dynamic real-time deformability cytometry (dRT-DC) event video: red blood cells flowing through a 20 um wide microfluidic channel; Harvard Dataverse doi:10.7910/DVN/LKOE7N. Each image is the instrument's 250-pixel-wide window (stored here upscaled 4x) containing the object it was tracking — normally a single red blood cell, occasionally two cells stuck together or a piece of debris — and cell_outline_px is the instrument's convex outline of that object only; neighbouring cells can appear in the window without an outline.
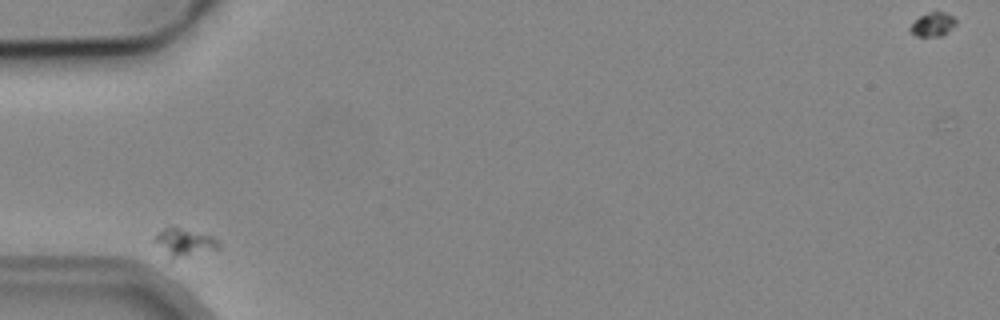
{"species": "common noctule bat (a hibernating species)", "species_latin": "Nyctalus noctula", "temperature_condition": "cold", "stored_images_in_passage": 2, "camera_frame_rate_fps": 3000, "um_per_image_px": 0.085, "animal": {"sex": "male", "body_mass_g": 19.2, "forearm_length_mm": 51.8}, "frame": {"image": 1, "passage_image": 1, "time_ms": 0.0, "image_size_px": [1000, 320], "cell_outline_px": [[220, 248], [168, 264], [164, 264], [152, 240], [164, 228], [176, 228], [212, 236], [220, 244]], "centroid_in_image_um": [15.52, 20.78], "position_along_channel_um": 69.5, "area_um2": 11.39}}